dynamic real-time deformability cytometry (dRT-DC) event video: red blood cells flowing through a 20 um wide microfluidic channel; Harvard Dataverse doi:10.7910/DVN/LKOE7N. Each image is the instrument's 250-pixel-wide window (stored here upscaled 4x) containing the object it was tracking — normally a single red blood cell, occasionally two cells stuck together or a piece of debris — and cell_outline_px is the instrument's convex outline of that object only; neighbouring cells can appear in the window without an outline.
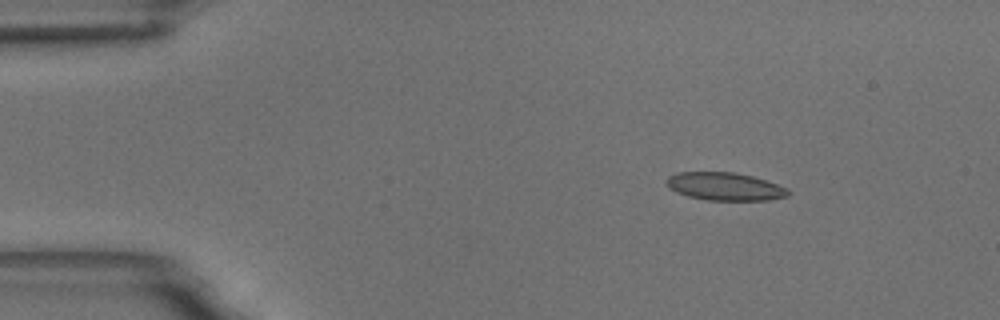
{"species": "common noctule bat (a hibernating species)", "species_latin": "Nyctalus noctula", "temperature_condition": "room temperature", "stored_images_in_passage": 49, "camera_frame_rate_fps": 3000, "um_per_image_px": 0.085, "animal": {"sex": "male", "body_mass_g": 18.8}, "frame": {"image": 1, "passage_image": 1, "time_ms": 0.0, "image_size_px": [1000, 320], "cell_outline_px": [[792, 192], [788, 196], [768, 200], [708, 200], [688, 196], [676, 192], [668, 188], [664, 184], [664, 180], [668, 176], [676, 172], [736, 172], [752, 176], [788, 188]], "centroid_in_image_um": [61.57, 15.84], "position_along_channel_um": 23.4, "area_um2": 20.0}}
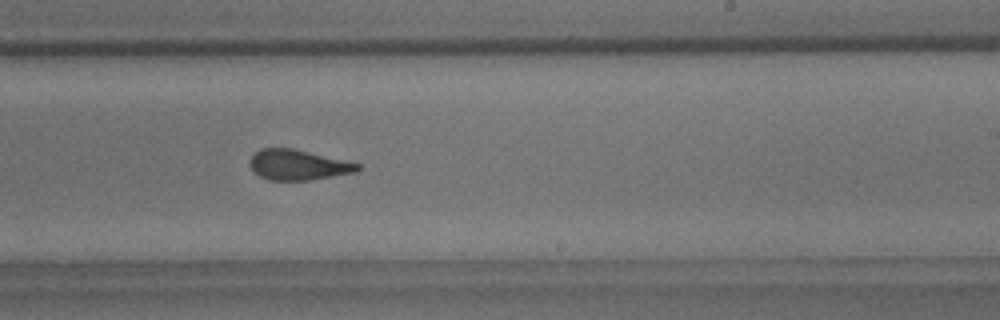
{"frame": {"image": 2, "passage_image": 27, "time_ms": 8.667, "image_size_px": [1000, 320], "cell_outline_px": [[360, 168], [356, 172], [308, 180], [268, 180], [252, 172], [248, 164], [248, 160], [260, 148], [292, 148], [360, 164]], "centroid_in_image_um": [25.26, 14.02], "position_along_channel_um": 263.7, "area_um2": 18.96}}
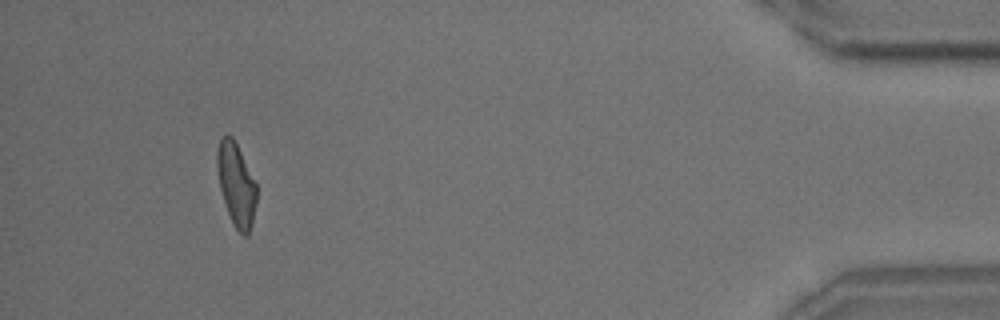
{"frame": {"image": 3, "passage_image": 45, "time_ms": 14.667, "image_size_px": [1000, 320], "cell_outline_px": [[256, 204], [252, 224], [248, 236], [244, 236], [232, 224], [220, 188], [216, 168], [216, 152], [220, 140], [228, 132], [232, 136], [256, 184]], "centroid_in_image_um": [20.06, 15.69], "position_along_channel_um": 415.1, "area_um2": 18.9}, "authors_computed_cell_mechanics": {"area_um2": 19.9988, "velocity_mm_per_s": 3.6259, "shape_relaxation_time_tau1_ms": 4.8703, "shape_relaxation_time_tau2_ms": 1.0301, "deformation_change_tau1": 0.1679, "deformation_change_tau2": 0.0783}}